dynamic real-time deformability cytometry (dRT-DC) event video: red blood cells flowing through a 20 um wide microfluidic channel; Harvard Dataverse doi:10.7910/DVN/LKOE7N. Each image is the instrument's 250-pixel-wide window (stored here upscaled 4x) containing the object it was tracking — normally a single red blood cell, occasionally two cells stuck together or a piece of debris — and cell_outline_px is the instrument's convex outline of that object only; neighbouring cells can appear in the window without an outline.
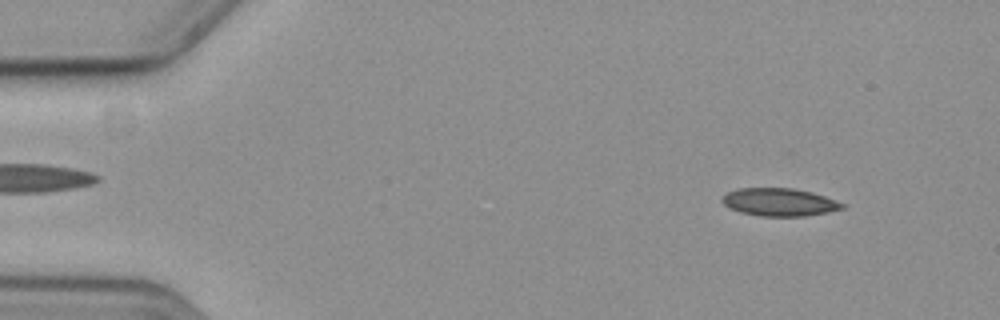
{"species": "common noctule bat (a hibernating species)", "species_latin": "Nyctalus noctula", "temperature_condition": "cold", "stored_images_in_passage": 57, "camera_frame_rate_fps": 3000, "um_per_image_px": 0.085, "animal": {"sex": "female", "body_mass_g": 19.3, "forearm_length_mm": 54.1}, "frame": {"image": 1, "passage_image": 6, "time_ms": 1.667, "image_size_px": [1000, 320], "cell_outline_px": [[844, 208], [828, 212], [804, 216], [764, 216], [740, 212], [724, 204], [720, 200], [728, 192], [736, 188], [792, 188], [812, 192], [824, 196], [844, 204]], "centroid_in_image_um": [66.24, 17.17], "position_along_channel_um": 18.8, "area_um2": 19.25}}
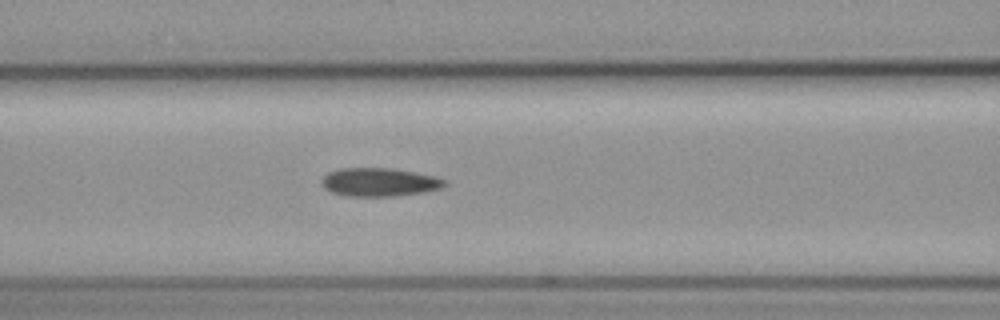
{"frame": {"image": 2, "passage_image": 24, "time_ms": 7.667, "image_size_px": [1000, 320], "cell_outline_px": [[448, 184], [440, 188], [424, 192], [400, 196], [348, 196], [332, 192], [324, 188], [324, 176], [328, 172], [340, 168], [392, 168], [436, 176], [448, 180]], "centroid_in_image_um": [32.31, 15.48], "position_along_channel_um": 134.3, "area_um2": 20.4}}
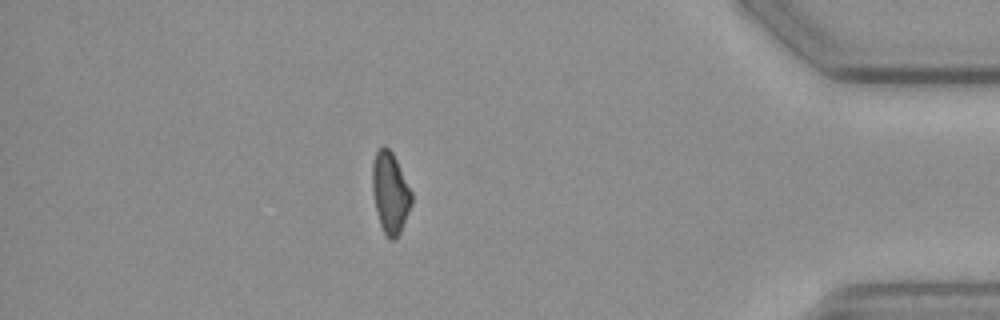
{"frame": {"image": 3, "passage_image": 50, "time_ms": 16.333, "image_size_px": [1000, 320], "cell_outline_px": [[412, 204], [400, 232], [392, 240], [388, 240], [384, 236], [380, 224], [372, 192], [372, 164], [376, 152], [384, 144], [392, 152], [412, 192]], "centroid_in_image_um": [33.16, 16.39], "position_along_channel_um": 402.0, "area_um2": 18.5}}